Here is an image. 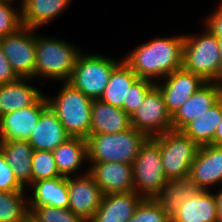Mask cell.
Returning a JSON list of instances; mask_svg holds the SVG:
<instances>
[{"mask_svg": "<svg viewBox=\"0 0 222 222\" xmlns=\"http://www.w3.org/2000/svg\"><path fill=\"white\" fill-rule=\"evenodd\" d=\"M211 144L215 145V146H222V116H221V120L216 128L215 136H214L213 142Z\"/></svg>", "mask_w": 222, "mask_h": 222, "instance_id": "cell-38", "label": "cell"}, {"mask_svg": "<svg viewBox=\"0 0 222 222\" xmlns=\"http://www.w3.org/2000/svg\"><path fill=\"white\" fill-rule=\"evenodd\" d=\"M222 97V84L206 82L172 116V130L181 131Z\"/></svg>", "mask_w": 222, "mask_h": 222, "instance_id": "cell-16", "label": "cell"}, {"mask_svg": "<svg viewBox=\"0 0 222 222\" xmlns=\"http://www.w3.org/2000/svg\"><path fill=\"white\" fill-rule=\"evenodd\" d=\"M148 137L131 127L126 131L111 134H90L88 163L123 162L131 164Z\"/></svg>", "mask_w": 222, "mask_h": 222, "instance_id": "cell-5", "label": "cell"}, {"mask_svg": "<svg viewBox=\"0 0 222 222\" xmlns=\"http://www.w3.org/2000/svg\"><path fill=\"white\" fill-rule=\"evenodd\" d=\"M155 85L163 95L165 105L173 116L181 105L206 82L183 68L170 73Z\"/></svg>", "mask_w": 222, "mask_h": 222, "instance_id": "cell-13", "label": "cell"}, {"mask_svg": "<svg viewBox=\"0 0 222 222\" xmlns=\"http://www.w3.org/2000/svg\"><path fill=\"white\" fill-rule=\"evenodd\" d=\"M218 45H219V52L222 58V38H217Z\"/></svg>", "mask_w": 222, "mask_h": 222, "instance_id": "cell-41", "label": "cell"}, {"mask_svg": "<svg viewBox=\"0 0 222 222\" xmlns=\"http://www.w3.org/2000/svg\"><path fill=\"white\" fill-rule=\"evenodd\" d=\"M18 79L0 45V85L12 83Z\"/></svg>", "mask_w": 222, "mask_h": 222, "instance_id": "cell-37", "label": "cell"}, {"mask_svg": "<svg viewBox=\"0 0 222 222\" xmlns=\"http://www.w3.org/2000/svg\"><path fill=\"white\" fill-rule=\"evenodd\" d=\"M131 127L153 138L172 130V116L162 93L155 85L146 95L140 107L130 116Z\"/></svg>", "mask_w": 222, "mask_h": 222, "instance_id": "cell-10", "label": "cell"}, {"mask_svg": "<svg viewBox=\"0 0 222 222\" xmlns=\"http://www.w3.org/2000/svg\"><path fill=\"white\" fill-rule=\"evenodd\" d=\"M154 86V82L138 78L128 90L127 103H123V110L131 116L140 107L147 93Z\"/></svg>", "mask_w": 222, "mask_h": 222, "instance_id": "cell-34", "label": "cell"}, {"mask_svg": "<svg viewBox=\"0 0 222 222\" xmlns=\"http://www.w3.org/2000/svg\"><path fill=\"white\" fill-rule=\"evenodd\" d=\"M216 192L217 197V207H218V220L222 222V187L218 188Z\"/></svg>", "mask_w": 222, "mask_h": 222, "instance_id": "cell-39", "label": "cell"}, {"mask_svg": "<svg viewBox=\"0 0 222 222\" xmlns=\"http://www.w3.org/2000/svg\"><path fill=\"white\" fill-rule=\"evenodd\" d=\"M204 22L205 28L216 38H222V0Z\"/></svg>", "mask_w": 222, "mask_h": 222, "instance_id": "cell-36", "label": "cell"}, {"mask_svg": "<svg viewBox=\"0 0 222 222\" xmlns=\"http://www.w3.org/2000/svg\"><path fill=\"white\" fill-rule=\"evenodd\" d=\"M142 199L136 192L105 194L88 222H128Z\"/></svg>", "mask_w": 222, "mask_h": 222, "instance_id": "cell-17", "label": "cell"}, {"mask_svg": "<svg viewBox=\"0 0 222 222\" xmlns=\"http://www.w3.org/2000/svg\"><path fill=\"white\" fill-rule=\"evenodd\" d=\"M152 139L159 145L165 177L168 180L188 178L201 146L181 131H166Z\"/></svg>", "mask_w": 222, "mask_h": 222, "instance_id": "cell-6", "label": "cell"}, {"mask_svg": "<svg viewBox=\"0 0 222 222\" xmlns=\"http://www.w3.org/2000/svg\"><path fill=\"white\" fill-rule=\"evenodd\" d=\"M0 152L5 157L17 180L26 188L31 184L34 149L23 140L0 141Z\"/></svg>", "mask_w": 222, "mask_h": 222, "instance_id": "cell-25", "label": "cell"}, {"mask_svg": "<svg viewBox=\"0 0 222 222\" xmlns=\"http://www.w3.org/2000/svg\"><path fill=\"white\" fill-rule=\"evenodd\" d=\"M31 166V183L63 177L57 169L52 151L34 150Z\"/></svg>", "mask_w": 222, "mask_h": 222, "instance_id": "cell-30", "label": "cell"}, {"mask_svg": "<svg viewBox=\"0 0 222 222\" xmlns=\"http://www.w3.org/2000/svg\"><path fill=\"white\" fill-rule=\"evenodd\" d=\"M89 173L103 194L135 192L132 165L123 162L89 163Z\"/></svg>", "mask_w": 222, "mask_h": 222, "instance_id": "cell-15", "label": "cell"}, {"mask_svg": "<svg viewBox=\"0 0 222 222\" xmlns=\"http://www.w3.org/2000/svg\"><path fill=\"white\" fill-rule=\"evenodd\" d=\"M128 222H171V217L154 198H143Z\"/></svg>", "mask_w": 222, "mask_h": 222, "instance_id": "cell-31", "label": "cell"}, {"mask_svg": "<svg viewBox=\"0 0 222 222\" xmlns=\"http://www.w3.org/2000/svg\"><path fill=\"white\" fill-rule=\"evenodd\" d=\"M26 189L16 178L13 170L8 165L5 157L0 152V191H26Z\"/></svg>", "mask_w": 222, "mask_h": 222, "instance_id": "cell-35", "label": "cell"}, {"mask_svg": "<svg viewBox=\"0 0 222 222\" xmlns=\"http://www.w3.org/2000/svg\"><path fill=\"white\" fill-rule=\"evenodd\" d=\"M131 128L130 116L121 108L93 100L90 134H111Z\"/></svg>", "mask_w": 222, "mask_h": 222, "instance_id": "cell-23", "label": "cell"}, {"mask_svg": "<svg viewBox=\"0 0 222 222\" xmlns=\"http://www.w3.org/2000/svg\"><path fill=\"white\" fill-rule=\"evenodd\" d=\"M135 192L143 198H154L166 184L159 145L148 138L132 163Z\"/></svg>", "mask_w": 222, "mask_h": 222, "instance_id": "cell-8", "label": "cell"}, {"mask_svg": "<svg viewBox=\"0 0 222 222\" xmlns=\"http://www.w3.org/2000/svg\"><path fill=\"white\" fill-rule=\"evenodd\" d=\"M139 77L122 60L111 72L100 101L123 110V103H127L128 90Z\"/></svg>", "mask_w": 222, "mask_h": 222, "instance_id": "cell-27", "label": "cell"}, {"mask_svg": "<svg viewBox=\"0 0 222 222\" xmlns=\"http://www.w3.org/2000/svg\"><path fill=\"white\" fill-rule=\"evenodd\" d=\"M123 59H113L100 54H84L78 57L70 83L92 100H99L111 76L112 70Z\"/></svg>", "mask_w": 222, "mask_h": 222, "instance_id": "cell-7", "label": "cell"}, {"mask_svg": "<svg viewBox=\"0 0 222 222\" xmlns=\"http://www.w3.org/2000/svg\"><path fill=\"white\" fill-rule=\"evenodd\" d=\"M29 211L39 222H86L70 209L41 206L29 207Z\"/></svg>", "mask_w": 222, "mask_h": 222, "instance_id": "cell-32", "label": "cell"}, {"mask_svg": "<svg viewBox=\"0 0 222 222\" xmlns=\"http://www.w3.org/2000/svg\"><path fill=\"white\" fill-rule=\"evenodd\" d=\"M55 163L61 176L73 177L82 164L88 162L87 139L70 137L58 145L53 151Z\"/></svg>", "mask_w": 222, "mask_h": 222, "instance_id": "cell-24", "label": "cell"}, {"mask_svg": "<svg viewBox=\"0 0 222 222\" xmlns=\"http://www.w3.org/2000/svg\"><path fill=\"white\" fill-rule=\"evenodd\" d=\"M35 29L36 63L34 78L68 82L82 49L68 40L40 36Z\"/></svg>", "mask_w": 222, "mask_h": 222, "instance_id": "cell-2", "label": "cell"}, {"mask_svg": "<svg viewBox=\"0 0 222 222\" xmlns=\"http://www.w3.org/2000/svg\"><path fill=\"white\" fill-rule=\"evenodd\" d=\"M183 40L184 35L151 39L127 53L123 61L139 78L159 82L182 68Z\"/></svg>", "mask_w": 222, "mask_h": 222, "instance_id": "cell-1", "label": "cell"}, {"mask_svg": "<svg viewBox=\"0 0 222 222\" xmlns=\"http://www.w3.org/2000/svg\"><path fill=\"white\" fill-rule=\"evenodd\" d=\"M22 222H39L31 213Z\"/></svg>", "mask_w": 222, "mask_h": 222, "instance_id": "cell-40", "label": "cell"}, {"mask_svg": "<svg viewBox=\"0 0 222 222\" xmlns=\"http://www.w3.org/2000/svg\"><path fill=\"white\" fill-rule=\"evenodd\" d=\"M0 1H4V2H12V3H14V2L17 1V0H0Z\"/></svg>", "mask_w": 222, "mask_h": 222, "instance_id": "cell-42", "label": "cell"}, {"mask_svg": "<svg viewBox=\"0 0 222 222\" xmlns=\"http://www.w3.org/2000/svg\"><path fill=\"white\" fill-rule=\"evenodd\" d=\"M188 178L197 183L203 191L212 186L222 187V146L212 144L200 147L190 166Z\"/></svg>", "mask_w": 222, "mask_h": 222, "instance_id": "cell-14", "label": "cell"}, {"mask_svg": "<svg viewBox=\"0 0 222 222\" xmlns=\"http://www.w3.org/2000/svg\"><path fill=\"white\" fill-rule=\"evenodd\" d=\"M202 191L200 186L189 178L170 179L154 199L171 217L182 203Z\"/></svg>", "mask_w": 222, "mask_h": 222, "instance_id": "cell-26", "label": "cell"}, {"mask_svg": "<svg viewBox=\"0 0 222 222\" xmlns=\"http://www.w3.org/2000/svg\"><path fill=\"white\" fill-rule=\"evenodd\" d=\"M86 170L83 173H76L73 178L67 177V187L68 209L88 222L99 209L104 194L89 173V169Z\"/></svg>", "mask_w": 222, "mask_h": 222, "instance_id": "cell-11", "label": "cell"}, {"mask_svg": "<svg viewBox=\"0 0 222 222\" xmlns=\"http://www.w3.org/2000/svg\"><path fill=\"white\" fill-rule=\"evenodd\" d=\"M171 222H219L216 192L193 195L174 212Z\"/></svg>", "mask_w": 222, "mask_h": 222, "instance_id": "cell-18", "label": "cell"}, {"mask_svg": "<svg viewBox=\"0 0 222 222\" xmlns=\"http://www.w3.org/2000/svg\"><path fill=\"white\" fill-rule=\"evenodd\" d=\"M30 81L32 79L19 78L12 83L0 85V117L32 106L44 95Z\"/></svg>", "mask_w": 222, "mask_h": 222, "instance_id": "cell-20", "label": "cell"}, {"mask_svg": "<svg viewBox=\"0 0 222 222\" xmlns=\"http://www.w3.org/2000/svg\"><path fill=\"white\" fill-rule=\"evenodd\" d=\"M46 94L34 105L17 109L0 117V141H28L41 114L48 108Z\"/></svg>", "mask_w": 222, "mask_h": 222, "instance_id": "cell-12", "label": "cell"}, {"mask_svg": "<svg viewBox=\"0 0 222 222\" xmlns=\"http://www.w3.org/2000/svg\"><path fill=\"white\" fill-rule=\"evenodd\" d=\"M3 54L19 78L34 79L36 63L35 29L22 26L0 39Z\"/></svg>", "mask_w": 222, "mask_h": 222, "instance_id": "cell-9", "label": "cell"}, {"mask_svg": "<svg viewBox=\"0 0 222 222\" xmlns=\"http://www.w3.org/2000/svg\"><path fill=\"white\" fill-rule=\"evenodd\" d=\"M28 187L32 191L31 196H28L29 207L53 206L68 209L67 177L39 180Z\"/></svg>", "mask_w": 222, "mask_h": 222, "instance_id": "cell-21", "label": "cell"}, {"mask_svg": "<svg viewBox=\"0 0 222 222\" xmlns=\"http://www.w3.org/2000/svg\"><path fill=\"white\" fill-rule=\"evenodd\" d=\"M22 26L39 29L70 7L72 0H21Z\"/></svg>", "mask_w": 222, "mask_h": 222, "instance_id": "cell-22", "label": "cell"}, {"mask_svg": "<svg viewBox=\"0 0 222 222\" xmlns=\"http://www.w3.org/2000/svg\"><path fill=\"white\" fill-rule=\"evenodd\" d=\"M70 137L58 117L48 107L41 114L27 142L34 150L53 151Z\"/></svg>", "mask_w": 222, "mask_h": 222, "instance_id": "cell-19", "label": "cell"}, {"mask_svg": "<svg viewBox=\"0 0 222 222\" xmlns=\"http://www.w3.org/2000/svg\"><path fill=\"white\" fill-rule=\"evenodd\" d=\"M22 27L21 11L12 2L0 1V39Z\"/></svg>", "mask_w": 222, "mask_h": 222, "instance_id": "cell-33", "label": "cell"}, {"mask_svg": "<svg viewBox=\"0 0 222 222\" xmlns=\"http://www.w3.org/2000/svg\"><path fill=\"white\" fill-rule=\"evenodd\" d=\"M26 191H0V222H22L29 214Z\"/></svg>", "mask_w": 222, "mask_h": 222, "instance_id": "cell-29", "label": "cell"}, {"mask_svg": "<svg viewBox=\"0 0 222 222\" xmlns=\"http://www.w3.org/2000/svg\"><path fill=\"white\" fill-rule=\"evenodd\" d=\"M61 87L57 95H46L48 106L71 137L87 139L91 130L93 100L68 82H63Z\"/></svg>", "mask_w": 222, "mask_h": 222, "instance_id": "cell-4", "label": "cell"}, {"mask_svg": "<svg viewBox=\"0 0 222 222\" xmlns=\"http://www.w3.org/2000/svg\"><path fill=\"white\" fill-rule=\"evenodd\" d=\"M182 68L205 82L222 84V58L217 38L206 28L200 34H184Z\"/></svg>", "mask_w": 222, "mask_h": 222, "instance_id": "cell-3", "label": "cell"}, {"mask_svg": "<svg viewBox=\"0 0 222 222\" xmlns=\"http://www.w3.org/2000/svg\"><path fill=\"white\" fill-rule=\"evenodd\" d=\"M222 116V97L210 109L188 123L181 132L200 146L213 142L216 128Z\"/></svg>", "mask_w": 222, "mask_h": 222, "instance_id": "cell-28", "label": "cell"}]
</instances>
